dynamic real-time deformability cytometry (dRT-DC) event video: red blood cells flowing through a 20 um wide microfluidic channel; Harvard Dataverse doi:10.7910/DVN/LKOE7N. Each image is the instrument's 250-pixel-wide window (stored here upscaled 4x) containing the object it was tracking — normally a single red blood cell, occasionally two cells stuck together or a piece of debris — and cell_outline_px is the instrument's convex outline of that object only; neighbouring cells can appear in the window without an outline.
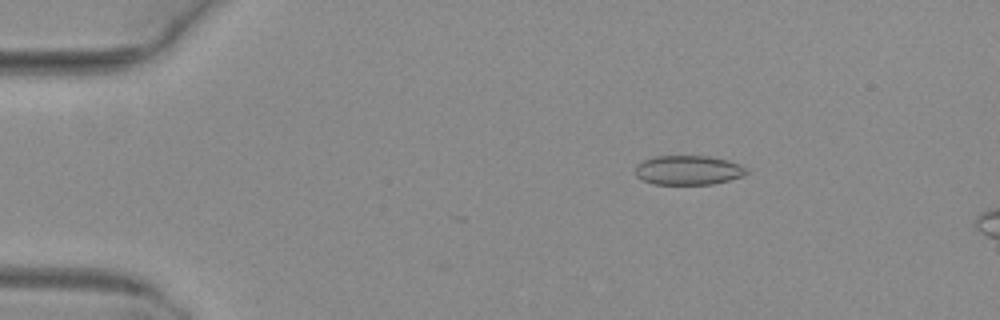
{"species": "common noctule bat (a hibernating species)", "species_latin": "Nyctalus noctula", "temperature_condition": "warm", "stored_images_in_passage": 8, "camera_frame_rate_fps": 3000, "um_per_image_px": 0.085, "animal": {"sex": "female", "body_mass_g": 29.2, "forearm_length_mm": 56.3}, "frame": {"image": 1, "passage_image": 2, "time_ms": 0.333, "image_size_px": [1000, 320], "cell_outline_px": [[748, 172], [744, 176], [712, 184], [652, 184], [636, 176], [636, 168], [644, 160], [656, 156], [708, 156], [728, 160], [740, 164], [748, 168]], "centroid_in_image_um": [58.55, 14.46], "position_along_channel_um": 26.4, "area_um2": 18.96}}